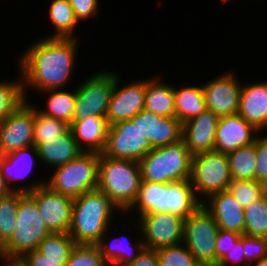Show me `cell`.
I'll return each instance as SVG.
<instances>
[{"label":"cell","instance_id":"1","mask_svg":"<svg viewBox=\"0 0 267 266\" xmlns=\"http://www.w3.org/2000/svg\"><path fill=\"white\" fill-rule=\"evenodd\" d=\"M78 40L45 36L32 42L22 56L20 54L18 65L25 100H28L26 91L30 89L41 92L66 87L76 65Z\"/></svg>","mask_w":267,"mask_h":266},{"label":"cell","instance_id":"2","mask_svg":"<svg viewBox=\"0 0 267 266\" xmlns=\"http://www.w3.org/2000/svg\"><path fill=\"white\" fill-rule=\"evenodd\" d=\"M116 210L124 212L99 189L85 192L73 200L68 234L76 244L95 245L105 232H109Z\"/></svg>","mask_w":267,"mask_h":266},{"label":"cell","instance_id":"3","mask_svg":"<svg viewBox=\"0 0 267 266\" xmlns=\"http://www.w3.org/2000/svg\"><path fill=\"white\" fill-rule=\"evenodd\" d=\"M141 181L139 162L100 154L97 189L112 198L124 212L137 199Z\"/></svg>","mask_w":267,"mask_h":266},{"label":"cell","instance_id":"4","mask_svg":"<svg viewBox=\"0 0 267 266\" xmlns=\"http://www.w3.org/2000/svg\"><path fill=\"white\" fill-rule=\"evenodd\" d=\"M192 159L182 139L154 148L139 162L142 181L167 184L190 179Z\"/></svg>","mask_w":267,"mask_h":266},{"label":"cell","instance_id":"5","mask_svg":"<svg viewBox=\"0 0 267 266\" xmlns=\"http://www.w3.org/2000/svg\"><path fill=\"white\" fill-rule=\"evenodd\" d=\"M15 226L10 239L0 248L1 256L5 259H20L38 249L40 242L51 234L36 201L29 194L19 199Z\"/></svg>","mask_w":267,"mask_h":266},{"label":"cell","instance_id":"6","mask_svg":"<svg viewBox=\"0 0 267 266\" xmlns=\"http://www.w3.org/2000/svg\"><path fill=\"white\" fill-rule=\"evenodd\" d=\"M100 154L83 152L77 158L54 168L45 185L72 198L98 187Z\"/></svg>","mask_w":267,"mask_h":266},{"label":"cell","instance_id":"7","mask_svg":"<svg viewBox=\"0 0 267 266\" xmlns=\"http://www.w3.org/2000/svg\"><path fill=\"white\" fill-rule=\"evenodd\" d=\"M190 180L202 202L212 194L227 191L232 181L227 154L213 150L194 155Z\"/></svg>","mask_w":267,"mask_h":266},{"label":"cell","instance_id":"8","mask_svg":"<svg viewBox=\"0 0 267 266\" xmlns=\"http://www.w3.org/2000/svg\"><path fill=\"white\" fill-rule=\"evenodd\" d=\"M219 228L203 205L184 220L183 243L201 266H216Z\"/></svg>","mask_w":267,"mask_h":266},{"label":"cell","instance_id":"9","mask_svg":"<svg viewBox=\"0 0 267 266\" xmlns=\"http://www.w3.org/2000/svg\"><path fill=\"white\" fill-rule=\"evenodd\" d=\"M153 149L139 129L137 114L130 120L118 121L108 127L106 145L101 154L110 158L140 162Z\"/></svg>","mask_w":267,"mask_h":266},{"label":"cell","instance_id":"10","mask_svg":"<svg viewBox=\"0 0 267 266\" xmlns=\"http://www.w3.org/2000/svg\"><path fill=\"white\" fill-rule=\"evenodd\" d=\"M113 89V71L99 70L85 78L84 82L76 87L73 121L86 120L92 116L106 117Z\"/></svg>","mask_w":267,"mask_h":266},{"label":"cell","instance_id":"11","mask_svg":"<svg viewBox=\"0 0 267 266\" xmlns=\"http://www.w3.org/2000/svg\"><path fill=\"white\" fill-rule=\"evenodd\" d=\"M144 248L159 249L183 243L184 219L168 212L138 216Z\"/></svg>","mask_w":267,"mask_h":266},{"label":"cell","instance_id":"12","mask_svg":"<svg viewBox=\"0 0 267 266\" xmlns=\"http://www.w3.org/2000/svg\"><path fill=\"white\" fill-rule=\"evenodd\" d=\"M28 101L0 123V155L34 145L35 105Z\"/></svg>","mask_w":267,"mask_h":266},{"label":"cell","instance_id":"13","mask_svg":"<svg viewBox=\"0 0 267 266\" xmlns=\"http://www.w3.org/2000/svg\"><path fill=\"white\" fill-rule=\"evenodd\" d=\"M29 195L36 201L38 210L51 233H68L71 224L74 198L51 190L47 185Z\"/></svg>","mask_w":267,"mask_h":266},{"label":"cell","instance_id":"14","mask_svg":"<svg viewBox=\"0 0 267 266\" xmlns=\"http://www.w3.org/2000/svg\"><path fill=\"white\" fill-rule=\"evenodd\" d=\"M114 73V89L112 91L106 120L108 125L118 121L130 120L144 110L146 79L133 81L120 87V77Z\"/></svg>","mask_w":267,"mask_h":266},{"label":"cell","instance_id":"15","mask_svg":"<svg viewBox=\"0 0 267 266\" xmlns=\"http://www.w3.org/2000/svg\"><path fill=\"white\" fill-rule=\"evenodd\" d=\"M234 72H225L202 85L206 108L218 117L238 113L242 83Z\"/></svg>","mask_w":267,"mask_h":266},{"label":"cell","instance_id":"16","mask_svg":"<svg viewBox=\"0 0 267 266\" xmlns=\"http://www.w3.org/2000/svg\"><path fill=\"white\" fill-rule=\"evenodd\" d=\"M260 131L238 113L218 119L214 151L229 154L243 146L255 143Z\"/></svg>","mask_w":267,"mask_h":266},{"label":"cell","instance_id":"17","mask_svg":"<svg viewBox=\"0 0 267 266\" xmlns=\"http://www.w3.org/2000/svg\"><path fill=\"white\" fill-rule=\"evenodd\" d=\"M35 157L38 161V150L34 145L0 155V172L13 192L29 194L38 187L45 185L46 181L41 182L40 179L37 182L33 181V184H30L27 187L20 186V184L16 187V183L15 185H12L16 180L20 181L24 178L28 179L27 176L32 172L33 166H37L34 164L36 163V160L34 159Z\"/></svg>","mask_w":267,"mask_h":266},{"label":"cell","instance_id":"18","mask_svg":"<svg viewBox=\"0 0 267 266\" xmlns=\"http://www.w3.org/2000/svg\"><path fill=\"white\" fill-rule=\"evenodd\" d=\"M218 119L216 114L206 109L182 124V140L193 156L214 150Z\"/></svg>","mask_w":267,"mask_h":266},{"label":"cell","instance_id":"19","mask_svg":"<svg viewBox=\"0 0 267 266\" xmlns=\"http://www.w3.org/2000/svg\"><path fill=\"white\" fill-rule=\"evenodd\" d=\"M202 205L212 215L219 229L244 234V208L228 191L212 194L204 199Z\"/></svg>","mask_w":267,"mask_h":266},{"label":"cell","instance_id":"20","mask_svg":"<svg viewBox=\"0 0 267 266\" xmlns=\"http://www.w3.org/2000/svg\"><path fill=\"white\" fill-rule=\"evenodd\" d=\"M139 129L153 148L176 143L182 139V123L176 117H163L142 110L138 113Z\"/></svg>","mask_w":267,"mask_h":266},{"label":"cell","instance_id":"21","mask_svg":"<svg viewBox=\"0 0 267 266\" xmlns=\"http://www.w3.org/2000/svg\"><path fill=\"white\" fill-rule=\"evenodd\" d=\"M238 114L261 133L267 128V81L242 84Z\"/></svg>","mask_w":267,"mask_h":266},{"label":"cell","instance_id":"22","mask_svg":"<svg viewBox=\"0 0 267 266\" xmlns=\"http://www.w3.org/2000/svg\"><path fill=\"white\" fill-rule=\"evenodd\" d=\"M108 127L106 117L100 116H92L86 120L72 121L69 125L75 141L83 152H95L99 154L105 148Z\"/></svg>","mask_w":267,"mask_h":266},{"label":"cell","instance_id":"23","mask_svg":"<svg viewBox=\"0 0 267 266\" xmlns=\"http://www.w3.org/2000/svg\"><path fill=\"white\" fill-rule=\"evenodd\" d=\"M39 161L55 168L77 158L83 151L75 141L70 128L55 139L47 140L37 146Z\"/></svg>","mask_w":267,"mask_h":266},{"label":"cell","instance_id":"24","mask_svg":"<svg viewBox=\"0 0 267 266\" xmlns=\"http://www.w3.org/2000/svg\"><path fill=\"white\" fill-rule=\"evenodd\" d=\"M202 203L190 179L167 183L166 212L186 220Z\"/></svg>","mask_w":267,"mask_h":266},{"label":"cell","instance_id":"25","mask_svg":"<svg viewBox=\"0 0 267 266\" xmlns=\"http://www.w3.org/2000/svg\"><path fill=\"white\" fill-rule=\"evenodd\" d=\"M106 233L108 234V232H105L95 245L98 247L100 254L107 262L108 266H124L132 262L144 249L142 238L141 240H137L138 242L135 240L136 243L132 244V241H130V239L128 240L127 236L124 237V235H122L120 237H114L113 239H116L111 240V243L106 240Z\"/></svg>","mask_w":267,"mask_h":266},{"label":"cell","instance_id":"26","mask_svg":"<svg viewBox=\"0 0 267 266\" xmlns=\"http://www.w3.org/2000/svg\"><path fill=\"white\" fill-rule=\"evenodd\" d=\"M144 110L163 117H175L174 86L158 77L146 79Z\"/></svg>","mask_w":267,"mask_h":266},{"label":"cell","instance_id":"27","mask_svg":"<svg viewBox=\"0 0 267 266\" xmlns=\"http://www.w3.org/2000/svg\"><path fill=\"white\" fill-rule=\"evenodd\" d=\"M175 117L184 124L206 108L202 85L174 87Z\"/></svg>","mask_w":267,"mask_h":266},{"label":"cell","instance_id":"28","mask_svg":"<svg viewBox=\"0 0 267 266\" xmlns=\"http://www.w3.org/2000/svg\"><path fill=\"white\" fill-rule=\"evenodd\" d=\"M167 184L141 181L137 199L127 210H137L138 215L166 212Z\"/></svg>","mask_w":267,"mask_h":266},{"label":"cell","instance_id":"29","mask_svg":"<svg viewBox=\"0 0 267 266\" xmlns=\"http://www.w3.org/2000/svg\"><path fill=\"white\" fill-rule=\"evenodd\" d=\"M73 92L64 91V89H51L41 91L45 95H49L47 99V108L38 111L45 116L62 120L67 124L73 121L74 107L76 102V88Z\"/></svg>","mask_w":267,"mask_h":266},{"label":"cell","instance_id":"30","mask_svg":"<svg viewBox=\"0 0 267 266\" xmlns=\"http://www.w3.org/2000/svg\"><path fill=\"white\" fill-rule=\"evenodd\" d=\"M49 20L54 25L55 33L47 38H78L73 30L78 26L69 0H53L49 8Z\"/></svg>","mask_w":267,"mask_h":266},{"label":"cell","instance_id":"31","mask_svg":"<svg viewBox=\"0 0 267 266\" xmlns=\"http://www.w3.org/2000/svg\"><path fill=\"white\" fill-rule=\"evenodd\" d=\"M232 179L256 180V141L227 154Z\"/></svg>","mask_w":267,"mask_h":266},{"label":"cell","instance_id":"32","mask_svg":"<svg viewBox=\"0 0 267 266\" xmlns=\"http://www.w3.org/2000/svg\"><path fill=\"white\" fill-rule=\"evenodd\" d=\"M75 245L68 233H51L40 242L38 250L53 263H67Z\"/></svg>","mask_w":267,"mask_h":266},{"label":"cell","instance_id":"33","mask_svg":"<svg viewBox=\"0 0 267 266\" xmlns=\"http://www.w3.org/2000/svg\"><path fill=\"white\" fill-rule=\"evenodd\" d=\"M244 235L267 237V193L244 209Z\"/></svg>","mask_w":267,"mask_h":266},{"label":"cell","instance_id":"34","mask_svg":"<svg viewBox=\"0 0 267 266\" xmlns=\"http://www.w3.org/2000/svg\"><path fill=\"white\" fill-rule=\"evenodd\" d=\"M15 81H0V123L25 101L23 94L22 75Z\"/></svg>","mask_w":267,"mask_h":266},{"label":"cell","instance_id":"35","mask_svg":"<svg viewBox=\"0 0 267 266\" xmlns=\"http://www.w3.org/2000/svg\"><path fill=\"white\" fill-rule=\"evenodd\" d=\"M24 195L21 192H12L0 197V248L10 239L16 222L19 199Z\"/></svg>","mask_w":267,"mask_h":266},{"label":"cell","instance_id":"36","mask_svg":"<svg viewBox=\"0 0 267 266\" xmlns=\"http://www.w3.org/2000/svg\"><path fill=\"white\" fill-rule=\"evenodd\" d=\"M36 107L33 134L34 146L45 143L47 140L55 139L69 129V124L62 120L43 115Z\"/></svg>","mask_w":267,"mask_h":266},{"label":"cell","instance_id":"37","mask_svg":"<svg viewBox=\"0 0 267 266\" xmlns=\"http://www.w3.org/2000/svg\"><path fill=\"white\" fill-rule=\"evenodd\" d=\"M227 191L244 209L266 194L263 183L257 180L232 179Z\"/></svg>","mask_w":267,"mask_h":266},{"label":"cell","instance_id":"38","mask_svg":"<svg viewBox=\"0 0 267 266\" xmlns=\"http://www.w3.org/2000/svg\"><path fill=\"white\" fill-rule=\"evenodd\" d=\"M159 266H201L184 243L156 249Z\"/></svg>","mask_w":267,"mask_h":266},{"label":"cell","instance_id":"39","mask_svg":"<svg viewBox=\"0 0 267 266\" xmlns=\"http://www.w3.org/2000/svg\"><path fill=\"white\" fill-rule=\"evenodd\" d=\"M66 266H108L96 245L76 244Z\"/></svg>","mask_w":267,"mask_h":266},{"label":"cell","instance_id":"40","mask_svg":"<svg viewBox=\"0 0 267 266\" xmlns=\"http://www.w3.org/2000/svg\"><path fill=\"white\" fill-rule=\"evenodd\" d=\"M243 247L245 265L250 266L267 256V237L247 236L243 234Z\"/></svg>","mask_w":267,"mask_h":266},{"label":"cell","instance_id":"41","mask_svg":"<svg viewBox=\"0 0 267 266\" xmlns=\"http://www.w3.org/2000/svg\"><path fill=\"white\" fill-rule=\"evenodd\" d=\"M69 3L74 11L76 20L85 21L88 18H93L99 13V1L98 0H69Z\"/></svg>","mask_w":267,"mask_h":266},{"label":"cell","instance_id":"42","mask_svg":"<svg viewBox=\"0 0 267 266\" xmlns=\"http://www.w3.org/2000/svg\"><path fill=\"white\" fill-rule=\"evenodd\" d=\"M256 180L263 182L267 178V134L256 139Z\"/></svg>","mask_w":267,"mask_h":266},{"label":"cell","instance_id":"43","mask_svg":"<svg viewBox=\"0 0 267 266\" xmlns=\"http://www.w3.org/2000/svg\"><path fill=\"white\" fill-rule=\"evenodd\" d=\"M241 235L227 230L219 229L216 236V264L226 254L233 245L240 239Z\"/></svg>","mask_w":267,"mask_h":266},{"label":"cell","instance_id":"44","mask_svg":"<svg viewBox=\"0 0 267 266\" xmlns=\"http://www.w3.org/2000/svg\"><path fill=\"white\" fill-rule=\"evenodd\" d=\"M244 263V247H243V235L236 242V245H233L229 250V253H226L216 264V266H231L229 264H234L232 266H237Z\"/></svg>","mask_w":267,"mask_h":266},{"label":"cell","instance_id":"45","mask_svg":"<svg viewBox=\"0 0 267 266\" xmlns=\"http://www.w3.org/2000/svg\"><path fill=\"white\" fill-rule=\"evenodd\" d=\"M20 260L26 266H66L67 263H53L41 253L38 249L23 255Z\"/></svg>","mask_w":267,"mask_h":266},{"label":"cell","instance_id":"46","mask_svg":"<svg viewBox=\"0 0 267 266\" xmlns=\"http://www.w3.org/2000/svg\"><path fill=\"white\" fill-rule=\"evenodd\" d=\"M124 266H159L156 250L144 248L140 254Z\"/></svg>","mask_w":267,"mask_h":266},{"label":"cell","instance_id":"47","mask_svg":"<svg viewBox=\"0 0 267 266\" xmlns=\"http://www.w3.org/2000/svg\"><path fill=\"white\" fill-rule=\"evenodd\" d=\"M13 191L8 186L7 182L5 181L4 176L0 172V197H5L10 195Z\"/></svg>","mask_w":267,"mask_h":266},{"label":"cell","instance_id":"48","mask_svg":"<svg viewBox=\"0 0 267 266\" xmlns=\"http://www.w3.org/2000/svg\"><path fill=\"white\" fill-rule=\"evenodd\" d=\"M7 266H26L20 259H7Z\"/></svg>","mask_w":267,"mask_h":266},{"label":"cell","instance_id":"49","mask_svg":"<svg viewBox=\"0 0 267 266\" xmlns=\"http://www.w3.org/2000/svg\"><path fill=\"white\" fill-rule=\"evenodd\" d=\"M254 263L255 265L251 264L250 266H267V256Z\"/></svg>","mask_w":267,"mask_h":266},{"label":"cell","instance_id":"50","mask_svg":"<svg viewBox=\"0 0 267 266\" xmlns=\"http://www.w3.org/2000/svg\"><path fill=\"white\" fill-rule=\"evenodd\" d=\"M0 260H1V261H0V262H1V263H0V266H7V259L1 257ZM2 263H3V264H2Z\"/></svg>","mask_w":267,"mask_h":266},{"label":"cell","instance_id":"51","mask_svg":"<svg viewBox=\"0 0 267 266\" xmlns=\"http://www.w3.org/2000/svg\"><path fill=\"white\" fill-rule=\"evenodd\" d=\"M267 193V178L262 182Z\"/></svg>","mask_w":267,"mask_h":266},{"label":"cell","instance_id":"52","mask_svg":"<svg viewBox=\"0 0 267 266\" xmlns=\"http://www.w3.org/2000/svg\"><path fill=\"white\" fill-rule=\"evenodd\" d=\"M220 1H222V2H227V1H231V0H220Z\"/></svg>","mask_w":267,"mask_h":266}]
</instances>
